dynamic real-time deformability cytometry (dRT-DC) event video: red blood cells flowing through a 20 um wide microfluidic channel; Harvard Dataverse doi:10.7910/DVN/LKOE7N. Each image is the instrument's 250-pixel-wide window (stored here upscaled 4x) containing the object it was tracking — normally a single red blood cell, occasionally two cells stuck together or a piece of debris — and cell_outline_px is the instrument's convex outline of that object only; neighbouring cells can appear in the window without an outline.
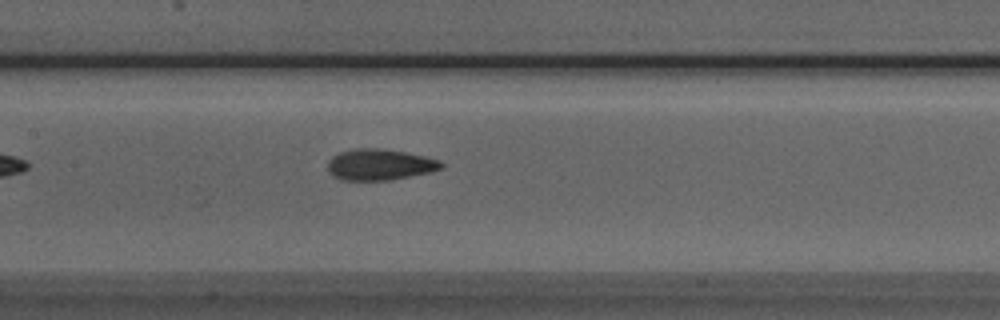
{"species": "Egyptian fruit bat (a non-hibernating species)", "species_latin": "Rousettus aegyptiacus", "temperature_condition": "room temperature", "stored_images_in_passage": 35, "camera_frame_rate_fps": 3000, "um_per_image_px": 0.085, "animal": {"sex": "male"}, "frame": {"image": 1, "passage_image": 10, "time_ms": 3.0, "image_size_px": [1000, 320], "cell_outline_px": [[444, 168], [432, 172], [388, 180], [340, 180], [332, 176], [328, 172], [328, 160], [332, 156], [340, 152], [356, 148], [380, 148], [404, 152], [424, 156], [440, 160], [444, 164]], "centroid_in_image_um": [32.27, 13.99], "position_along_channel_um": 175.1, "area_um2": 20.75}}
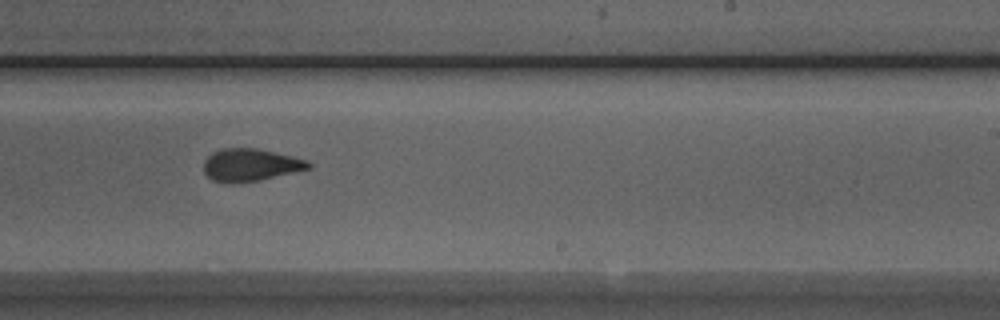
{"frame": {"image": 2, "passage_image": 17, "time_ms": 5.333, "image_size_px": [1000, 320], "cell_outline_px": [[312, 168], [260, 180], [232, 184], [212, 180], [204, 172], [204, 160], [212, 152], [220, 148], [256, 148], [292, 156], [308, 160], [312, 164]], "centroid_in_image_um": [21.29, 14.02], "position_along_channel_um": 267.7, "area_um2": 20.0}}
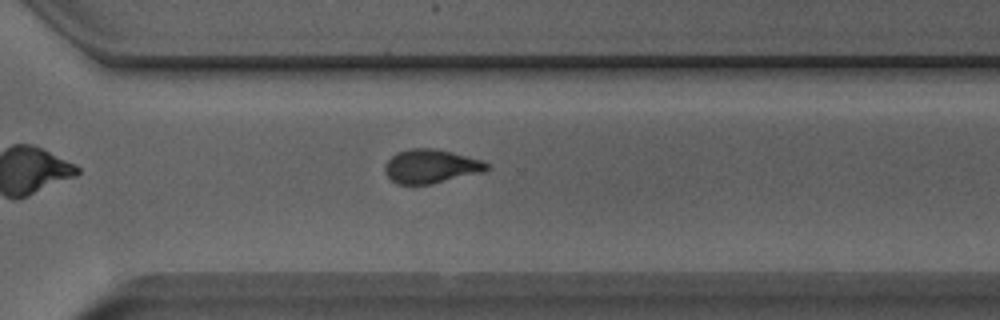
{"frame": {"image": 3, "passage_image": 22, "time_ms": 7.0, "image_size_px": [1000, 320], "cell_outline_px": [[492, 168], [484, 172], [432, 184], [396, 184], [384, 172], [384, 164], [396, 152], [408, 148], [436, 148], [484, 160]], "centroid_in_image_um": [36.65, 14.13], "position_along_channel_um": 333.9, "area_um2": 20.46}, "authors_computed_cell_mechanics": {"area_um2": 20.2878, "velocity_mm_per_s": 3.9834, "shape_relaxation_time_tau1_ms": 7.2219, "shape_relaxation_time_tau2_ms": 1.8873, "deformation_change_tau1": 0.2004, "deformation_change_tau2": 0.0842}}